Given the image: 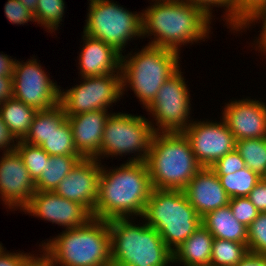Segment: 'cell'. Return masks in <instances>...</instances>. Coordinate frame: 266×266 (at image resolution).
Segmentation results:
<instances>
[{"mask_svg": "<svg viewBox=\"0 0 266 266\" xmlns=\"http://www.w3.org/2000/svg\"><path fill=\"white\" fill-rule=\"evenodd\" d=\"M152 2L142 10V38L154 35L148 45L181 53L182 45L205 42L209 38L212 18L199 7L185 0Z\"/></svg>", "mask_w": 266, "mask_h": 266, "instance_id": "cell-1", "label": "cell"}, {"mask_svg": "<svg viewBox=\"0 0 266 266\" xmlns=\"http://www.w3.org/2000/svg\"><path fill=\"white\" fill-rule=\"evenodd\" d=\"M152 190L146 162H125L108 170L102 165L92 217L102 220L142 217Z\"/></svg>", "mask_w": 266, "mask_h": 266, "instance_id": "cell-2", "label": "cell"}, {"mask_svg": "<svg viewBox=\"0 0 266 266\" xmlns=\"http://www.w3.org/2000/svg\"><path fill=\"white\" fill-rule=\"evenodd\" d=\"M41 244L51 266H112L108 220L91 218Z\"/></svg>", "mask_w": 266, "mask_h": 266, "instance_id": "cell-3", "label": "cell"}, {"mask_svg": "<svg viewBox=\"0 0 266 266\" xmlns=\"http://www.w3.org/2000/svg\"><path fill=\"white\" fill-rule=\"evenodd\" d=\"M130 219L108 220L112 266H171L173 252L160 234L145 221Z\"/></svg>", "mask_w": 266, "mask_h": 266, "instance_id": "cell-4", "label": "cell"}, {"mask_svg": "<svg viewBox=\"0 0 266 266\" xmlns=\"http://www.w3.org/2000/svg\"><path fill=\"white\" fill-rule=\"evenodd\" d=\"M146 164L155 189L183 190L202 168L182 132L155 133Z\"/></svg>", "mask_w": 266, "mask_h": 266, "instance_id": "cell-5", "label": "cell"}, {"mask_svg": "<svg viewBox=\"0 0 266 266\" xmlns=\"http://www.w3.org/2000/svg\"><path fill=\"white\" fill-rule=\"evenodd\" d=\"M180 53L163 47L146 45L141 50L122 54V94L127 87L134 91L143 108L155 98L158 90L180 69Z\"/></svg>", "mask_w": 266, "mask_h": 266, "instance_id": "cell-6", "label": "cell"}, {"mask_svg": "<svg viewBox=\"0 0 266 266\" xmlns=\"http://www.w3.org/2000/svg\"><path fill=\"white\" fill-rule=\"evenodd\" d=\"M141 219L160 234L172 252L202 225L183 190L153 188Z\"/></svg>", "mask_w": 266, "mask_h": 266, "instance_id": "cell-7", "label": "cell"}, {"mask_svg": "<svg viewBox=\"0 0 266 266\" xmlns=\"http://www.w3.org/2000/svg\"><path fill=\"white\" fill-rule=\"evenodd\" d=\"M149 120L142 115L111 113L105 123L100 152L94 158L101 162L105 157L134 153L127 162H146L155 134V126Z\"/></svg>", "mask_w": 266, "mask_h": 266, "instance_id": "cell-8", "label": "cell"}, {"mask_svg": "<svg viewBox=\"0 0 266 266\" xmlns=\"http://www.w3.org/2000/svg\"><path fill=\"white\" fill-rule=\"evenodd\" d=\"M88 2L85 35L113 46L121 54L128 41L142 38V12H131L113 0Z\"/></svg>", "mask_w": 266, "mask_h": 266, "instance_id": "cell-9", "label": "cell"}, {"mask_svg": "<svg viewBox=\"0 0 266 266\" xmlns=\"http://www.w3.org/2000/svg\"><path fill=\"white\" fill-rule=\"evenodd\" d=\"M179 69L165 81L154 100L145 108L155 120V133L183 132L190 118V91Z\"/></svg>", "mask_w": 266, "mask_h": 266, "instance_id": "cell-10", "label": "cell"}, {"mask_svg": "<svg viewBox=\"0 0 266 266\" xmlns=\"http://www.w3.org/2000/svg\"><path fill=\"white\" fill-rule=\"evenodd\" d=\"M80 85H74L64 91L60 87L59 104L66 116L84 112L106 110L121 99V73L110 75L81 77Z\"/></svg>", "mask_w": 266, "mask_h": 266, "instance_id": "cell-11", "label": "cell"}, {"mask_svg": "<svg viewBox=\"0 0 266 266\" xmlns=\"http://www.w3.org/2000/svg\"><path fill=\"white\" fill-rule=\"evenodd\" d=\"M47 73L34 56L26 62L15 59L12 75L13 97L37 111L57 106L60 86Z\"/></svg>", "mask_w": 266, "mask_h": 266, "instance_id": "cell-12", "label": "cell"}, {"mask_svg": "<svg viewBox=\"0 0 266 266\" xmlns=\"http://www.w3.org/2000/svg\"><path fill=\"white\" fill-rule=\"evenodd\" d=\"M182 133L202 167H211L236 147V139L222 117L220 122L192 121Z\"/></svg>", "mask_w": 266, "mask_h": 266, "instance_id": "cell-13", "label": "cell"}, {"mask_svg": "<svg viewBox=\"0 0 266 266\" xmlns=\"http://www.w3.org/2000/svg\"><path fill=\"white\" fill-rule=\"evenodd\" d=\"M21 211L52 224H58L65 230L82 227L93 218L92 214L80 203L65 199L50 191H36Z\"/></svg>", "mask_w": 266, "mask_h": 266, "instance_id": "cell-14", "label": "cell"}, {"mask_svg": "<svg viewBox=\"0 0 266 266\" xmlns=\"http://www.w3.org/2000/svg\"><path fill=\"white\" fill-rule=\"evenodd\" d=\"M36 192V185L17 150L2 152L0 158V198L6 209L20 211Z\"/></svg>", "mask_w": 266, "mask_h": 266, "instance_id": "cell-15", "label": "cell"}, {"mask_svg": "<svg viewBox=\"0 0 266 266\" xmlns=\"http://www.w3.org/2000/svg\"><path fill=\"white\" fill-rule=\"evenodd\" d=\"M101 164L95 158L81 159L54 192L65 199L80 203L93 214L98 198Z\"/></svg>", "mask_w": 266, "mask_h": 266, "instance_id": "cell-16", "label": "cell"}, {"mask_svg": "<svg viewBox=\"0 0 266 266\" xmlns=\"http://www.w3.org/2000/svg\"><path fill=\"white\" fill-rule=\"evenodd\" d=\"M223 120L236 141L251 138H266V103L246 99L229 102L222 110Z\"/></svg>", "mask_w": 266, "mask_h": 266, "instance_id": "cell-17", "label": "cell"}, {"mask_svg": "<svg viewBox=\"0 0 266 266\" xmlns=\"http://www.w3.org/2000/svg\"><path fill=\"white\" fill-rule=\"evenodd\" d=\"M183 192L200 217L228 205L230 200L217 174L210 167H202Z\"/></svg>", "mask_w": 266, "mask_h": 266, "instance_id": "cell-18", "label": "cell"}, {"mask_svg": "<svg viewBox=\"0 0 266 266\" xmlns=\"http://www.w3.org/2000/svg\"><path fill=\"white\" fill-rule=\"evenodd\" d=\"M83 48L79 54V75L81 77H95L121 73V57L113 46L99 39L89 37L83 33Z\"/></svg>", "mask_w": 266, "mask_h": 266, "instance_id": "cell-19", "label": "cell"}, {"mask_svg": "<svg viewBox=\"0 0 266 266\" xmlns=\"http://www.w3.org/2000/svg\"><path fill=\"white\" fill-rule=\"evenodd\" d=\"M111 113L96 110L67 116L75 148L83 158H94L100 152L105 123Z\"/></svg>", "mask_w": 266, "mask_h": 266, "instance_id": "cell-20", "label": "cell"}, {"mask_svg": "<svg viewBox=\"0 0 266 266\" xmlns=\"http://www.w3.org/2000/svg\"><path fill=\"white\" fill-rule=\"evenodd\" d=\"M214 237L201 225L173 251V263L184 266H210Z\"/></svg>", "mask_w": 266, "mask_h": 266, "instance_id": "cell-21", "label": "cell"}, {"mask_svg": "<svg viewBox=\"0 0 266 266\" xmlns=\"http://www.w3.org/2000/svg\"><path fill=\"white\" fill-rule=\"evenodd\" d=\"M201 222L214 238L247 244L248 227L233 216L229 204L206 213Z\"/></svg>", "mask_w": 266, "mask_h": 266, "instance_id": "cell-22", "label": "cell"}, {"mask_svg": "<svg viewBox=\"0 0 266 266\" xmlns=\"http://www.w3.org/2000/svg\"><path fill=\"white\" fill-rule=\"evenodd\" d=\"M36 113L35 108L14 97L0 104V116L17 140H22L26 136Z\"/></svg>", "mask_w": 266, "mask_h": 266, "instance_id": "cell-23", "label": "cell"}, {"mask_svg": "<svg viewBox=\"0 0 266 266\" xmlns=\"http://www.w3.org/2000/svg\"><path fill=\"white\" fill-rule=\"evenodd\" d=\"M66 119L67 116L60 104L51 109L37 111L29 131L22 141L30 145L40 146Z\"/></svg>", "mask_w": 266, "mask_h": 266, "instance_id": "cell-24", "label": "cell"}, {"mask_svg": "<svg viewBox=\"0 0 266 266\" xmlns=\"http://www.w3.org/2000/svg\"><path fill=\"white\" fill-rule=\"evenodd\" d=\"M83 159L81 155L49 156L44 170L35 181L36 191L54 192L59 183Z\"/></svg>", "mask_w": 266, "mask_h": 266, "instance_id": "cell-25", "label": "cell"}, {"mask_svg": "<svg viewBox=\"0 0 266 266\" xmlns=\"http://www.w3.org/2000/svg\"><path fill=\"white\" fill-rule=\"evenodd\" d=\"M236 151L246 167L260 178L266 177V138H251L236 141Z\"/></svg>", "mask_w": 266, "mask_h": 266, "instance_id": "cell-26", "label": "cell"}, {"mask_svg": "<svg viewBox=\"0 0 266 266\" xmlns=\"http://www.w3.org/2000/svg\"><path fill=\"white\" fill-rule=\"evenodd\" d=\"M248 253L247 244L214 238L210 266H236Z\"/></svg>", "mask_w": 266, "mask_h": 266, "instance_id": "cell-27", "label": "cell"}, {"mask_svg": "<svg viewBox=\"0 0 266 266\" xmlns=\"http://www.w3.org/2000/svg\"><path fill=\"white\" fill-rule=\"evenodd\" d=\"M227 195L247 197L255 185L262 179L248 167L228 175H217Z\"/></svg>", "mask_w": 266, "mask_h": 266, "instance_id": "cell-28", "label": "cell"}, {"mask_svg": "<svg viewBox=\"0 0 266 266\" xmlns=\"http://www.w3.org/2000/svg\"><path fill=\"white\" fill-rule=\"evenodd\" d=\"M40 147L50 156L80 155L74 145L71 125L66 119Z\"/></svg>", "mask_w": 266, "mask_h": 266, "instance_id": "cell-29", "label": "cell"}, {"mask_svg": "<svg viewBox=\"0 0 266 266\" xmlns=\"http://www.w3.org/2000/svg\"><path fill=\"white\" fill-rule=\"evenodd\" d=\"M64 0H38L36 4L35 13L33 14L35 24L45 27L47 32H54L60 26L62 17L65 13Z\"/></svg>", "mask_w": 266, "mask_h": 266, "instance_id": "cell-30", "label": "cell"}, {"mask_svg": "<svg viewBox=\"0 0 266 266\" xmlns=\"http://www.w3.org/2000/svg\"><path fill=\"white\" fill-rule=\"evenodd\" d=\"M16 150L22 157L25 167L35 182L44 170L45 162H47L50 155L40 146L30 145L22 140H18Z\"/></svg>", "mask_w": 266, "mask_h": 266, "instance_id": "cell-31", "label": "cell"}, {"mask_svg": "<svg viewBox=\"0 0 266 266\" xmlns=\"http://www.w3.org/2000/svg\"><path fill=\"white\" fill-rule=\"evenodd\" d=\"M247 246L250 253L266 255V213H259L248 226Z\"/></svg>", "mask_w": 266, "mask_h": 266, "instance_id": "cell-32", "label": "cell"}, {"mask_svg": "<svg viewBox=\"0 0 266 266\" xmlns=\"http://www.w3.org/2000/svg\"><path fill=\"white\" fill-rule=\"evenodd\" d=\"M266 0H232L231 2V31L238 29L251 17ZM236 31V32H235Z\"/></svg>", "mask_w": 266, "mask_h": 266, "instance_id": "cell-33", "label": "cell"}, {"mask_svg": "<svg viewBox=\"0 0 266 266\" xmlns=\"http://www.w3.org/2000/svg\"><path fill=\"white\" fill-rule=\"evenodd\" d=\"M233 216L248 227L259 215V211L248 197H234L229 200Z\"/></svg>", "mask_w": 266, "mask_h": 266, "instance_id": "cell-34", "label": "cell"}, {"mask_svg": "<svg viewBox=\"0 0 266 266\" xmlns=\"http://www.w3.org/2000/svg\"><path fill=\"white\" fill-rule=\"evenodd\" d=\"M217 175H228L246 168L245 161L235 150L221 157L210 167Z\"/></svg>", "mask_w": 266, "mask_h": 266, "instance_id": "cell-35", "label": "cell"}, {"mask_svg": "<svg viewBox=\"0 0 266 266\" xmlns=\"http://www.w3.org/2000/svg\"><path fill=\"white\" fill-rule=\"evenodd\" d=\"M262 20V30L258 31L259 36L258 39L256 38V40H254L252 44H254L255 46L253 48H255V50L259 49L258 52L260 51L261 56L262 55H266V2L251 16L247 19V21L238 29L239 32H243L242 30L249 29V27L253 24L255 25V23H257L258 21L261 22ZM246 28V29H245ZM256 41V42H255ZM256 43V44H255ZM263 53V54H262Z\"/></svg>", "mask_w": 266, "mask_h": 266, "instance_id": "cell-36", "label": "cell"}, {"mask_svg": "<svg viewBox=\"0 0 266 266\" xmlns=\"http://www.w3.org/2000/svg\"><path fill=\"white\" fill-rule=\"evenodd\" d=\"M4 13L12 24L24 25L30 21L35 22L33 13L26 9L19 0H8L4 6Z\"/></svg>", "mask_w": 266, "mask_h": 266, "instance_id": "cell-37", "label": "cell"}, {"mask_svg": "<svg viewBox=\"0 0 266 266\" xmlns=\"http://www.w3.org/2000/svg\"><path fill=\"white\" fill-rule=\"evenodd\" d=\"M189 2L191 5L199 7L202 9L210 18L213 17L212 15L213 7H224L223 9L226 11L224 12V19L226 21L227 28H231V2L232 0H185ZM212 8V9H211Z\"/></svg>", "mask_w": 266, "mask_h": 266, "instance_id": "cell-38", "label": "cell"}, {"mask_svg": "<svg viewBox=\"0 0 266 266\" xmlns=\"http://www.w3.org/2000/svg\"><path fill=\"white\" fill-rule=\"evenodd\" d=\"M247 197L260 213H266V179L262 178Z\"/></svg>", "mask_w": 266, "mask_h": 266, "instance_id": "cell-39", "label": "cell"}, {"mask_svg": "<svg viewBox=\"0 0 266 266\" xmlns=\"http://www.w3.org/2000/svg\"><path fill=\"white\" fill-rule=\"evenodd\" d=\"M4 250L0 243V266H22L33 254L23 252H10Z\"/></svg>", "mask_w": 266, "mask_h": 266, "instance_id": "cell-40", "label": "cell"}, {"mask_svg": "<svg viewBox=\"0 0 266 266\" xmlns=\"http://www.w3.org/2000/svg\"><path fill=\"white\" fill-rule=\"evenodd\" d=\"M17 143L18 140L9 131L7 125L3 122L0 116V150H2L3 152L16 150Z\"/></svg>", "mask_w": 266, "mask_h": 266, "instance_id": "cell-41", "label": "cell"}, {"mask_svg": "<svg viewBox=\"0 0 266 266\" xmlns=\"http://www.w3.org/2000/svg\"><path fill=\"white\" fill-rule=\"evenodd\" d=\"M13 97L12 76H0V104Z\"/></svg>", "mask_w": 266, "mask_h": 266, "instance_id": "cell-42", "label": "cell"}, {"mask_svg": "<svg viewBox=\"0 0 266 266\" xmlns=\"http://www.w3.org/2000/svg\"><path fill=\"white\" fill-rule=\"evenodd\" d=\"M236 266H266V255L249 252Z\"/></svg>", "mask_w": 266, "mask_h": 266, "instance_id": "cell-43", "label": "cell"}, {"mask_svg": "<svg viewBox=\"0 0 266 266\" xmlns=\"http://www.w3.org/2000/svg\"><path fill=\"white\" fill-rule=\"evenodd\" d=\"M7 54L0 53V76H12L15 60Z\"/></svg>", "mask_w": 266, "mask_h": 266, "instance_id": "cell-44", "label": "cell"}, {"mask_svg": "<svg viewBox=\"0 0 266 266\" xmlns=\"http://www.w3.org/2000/svg\"><path fill=\"white\" fill-rule=\"evenodd\" d=\"M39 253L42 254H33L22 266H51L49 258L42 251Z\"/></svg>", "mask_w": 266, "mask_h": 266, "instance_id": "cell-45", "label": "cell"}, {"mask_svg": "<svg viewBox=\"0 0 266 266\" xmlns=\"http://www.w3.org/2000/svg\"><path fill=\"white\" fill-rule=\"evenodd\" d=\"M26 9H28L33 14L35 13L36 4L38 0H19Z\"/></svg>", "mask_w": 266, "mask_h": 266, "instance_id": "cell-46", "label": "cell"}]
</instances>
